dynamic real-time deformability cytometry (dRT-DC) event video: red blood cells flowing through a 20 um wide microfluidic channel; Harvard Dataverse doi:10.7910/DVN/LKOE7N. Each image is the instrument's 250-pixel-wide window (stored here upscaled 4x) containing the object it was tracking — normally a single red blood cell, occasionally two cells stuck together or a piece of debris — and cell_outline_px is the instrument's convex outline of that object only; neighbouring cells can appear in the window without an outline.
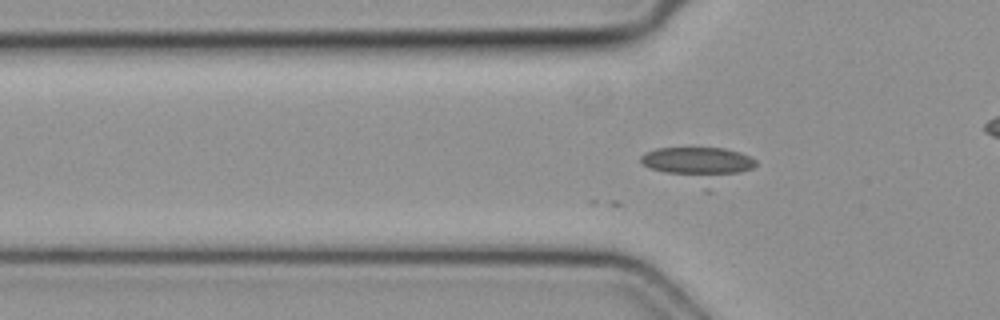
{"species": "common noctule bat (a hibernating species)", "species_latin": "Nyctalus noctula", "temperature_condition": "cold", "stored_images_in_passage": 39, "camera_frame_rate_fps": 3000, "um_per_image_px": 0.085, "animal": {"sex": "female", "body_mass_g": 19.3, "forearm_length_mm": 54.1}, "frame": {"image": 1, "passage_image": 13, "time_ms": 4.0, "image_size_px": [1000, 320], "cell_outline_px": [[756, 164], [752, 168], [712, 192], [704, 192], [648, 168], [640, 160], [640, 156], [644, 152], [656, 148], [724, 148], [740, 152], [756, 160]], "centroid_in_image_um": [59.4, 14.08], "position_along_channel_um": 66.4, "area_um2": 24.68}}
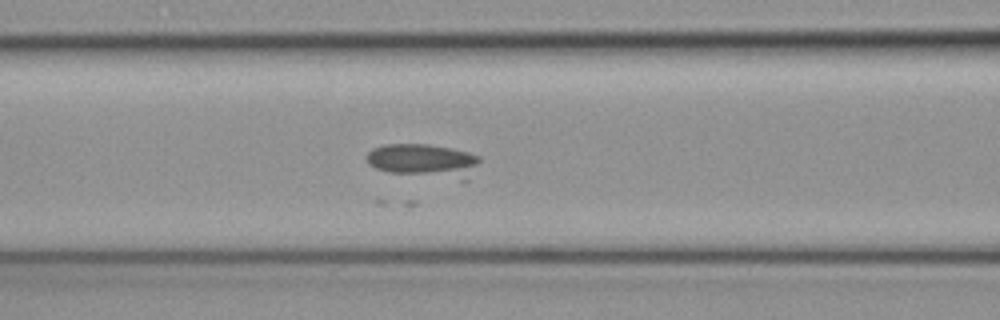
{"frame": {"image": 2, "passage_image": 18, "time_ms": 5.667, "image_size_px": [1000, 320], "cell_outline_px": [[480, 160], [468, 180], [460, 180], [388, 172], [376, 168], [368, 164], [368, 152], [372, 148], [384, 144], [428, 144], [468, 152], [480, 156]], "centroid_in_image_um": [36.03, 13.66], "position_along_channel_um": 130.6, "area_um2": 22.14}}